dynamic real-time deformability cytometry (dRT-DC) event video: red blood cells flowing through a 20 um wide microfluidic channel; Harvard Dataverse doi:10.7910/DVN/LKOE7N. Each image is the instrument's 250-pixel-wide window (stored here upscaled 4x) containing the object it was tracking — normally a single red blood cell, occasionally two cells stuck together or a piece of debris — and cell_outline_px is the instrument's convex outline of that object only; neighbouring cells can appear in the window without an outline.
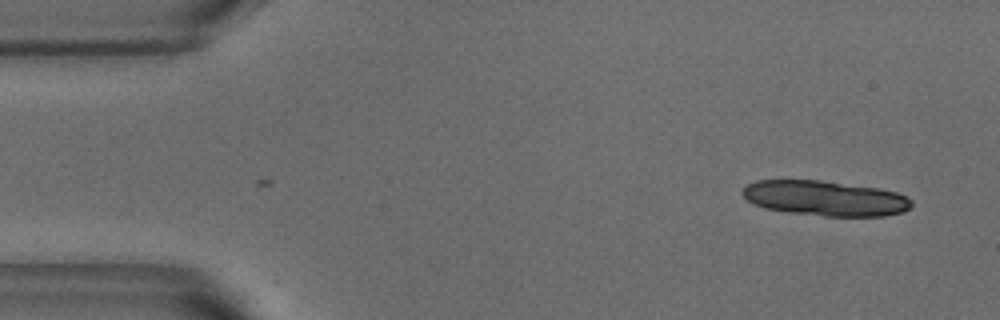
{"species": "common noctule bat (a hibernating species)", "species_latin": "Nyctalus noctula", "temperature_condition": "warm", "stored_images_in_passage": 6, "camera_frame_rate_fps": 3000, "um_per_image_px": 0.085, "animal": {"sex": "male", "body_mass_g": 18.8}, "frame": {"image": 1, "passage_image": 6, "time_ms": 1.667, "image_size_px": [1000, 320], "cell_outline_px": [[912, 208], [904, 212], [884, 216], [824, 216], [788, 212], [764, 208], [748, 200], [740, 192], [748, 184], [756, 180], [820, 180], [880, 188], [896, 192], [908, 196], [912, 200]], "centroid_in_image_um": [70.19, 16.85], "position_along_channel_um": 14.8, "area_um2": 34.8}}